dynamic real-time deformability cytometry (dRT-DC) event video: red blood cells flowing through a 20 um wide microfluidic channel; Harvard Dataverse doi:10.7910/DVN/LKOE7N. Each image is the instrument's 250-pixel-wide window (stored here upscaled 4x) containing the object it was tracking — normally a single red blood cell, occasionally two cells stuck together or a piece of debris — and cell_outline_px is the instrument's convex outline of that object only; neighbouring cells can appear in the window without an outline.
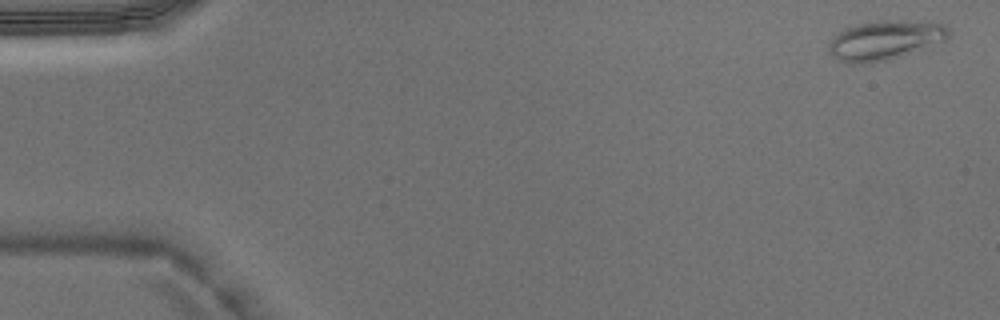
{"species": "Egyptian fruit bat (a non-hibernating species)", "species_latin": "Rousettus aegyptiacus", "temperature_condition": "warm", "stored_images_in_passage": 5, "camera_frame_rate_fps": 3000, "um_per_image_px": 0.085, "animal": {"sex": "male"}, "frame": {"image": 1, "passage_image": 1, "time_ms": 0.0, "image_size_px": [1000, 320], "cell_outline_px": [[948, 40], [888, 60], [872, 64], [852, 64], [840, 60], [832, 56], [828, 52], [828, 40], [832, 36], [844, 28], [856, 24], [876, 20], [900, 20], [944, 24], [948, 28]], "centroid_in_image_um": [75.15, 3.42], "position_along_channel_um": 9.8, "area_um2": 27.86}}